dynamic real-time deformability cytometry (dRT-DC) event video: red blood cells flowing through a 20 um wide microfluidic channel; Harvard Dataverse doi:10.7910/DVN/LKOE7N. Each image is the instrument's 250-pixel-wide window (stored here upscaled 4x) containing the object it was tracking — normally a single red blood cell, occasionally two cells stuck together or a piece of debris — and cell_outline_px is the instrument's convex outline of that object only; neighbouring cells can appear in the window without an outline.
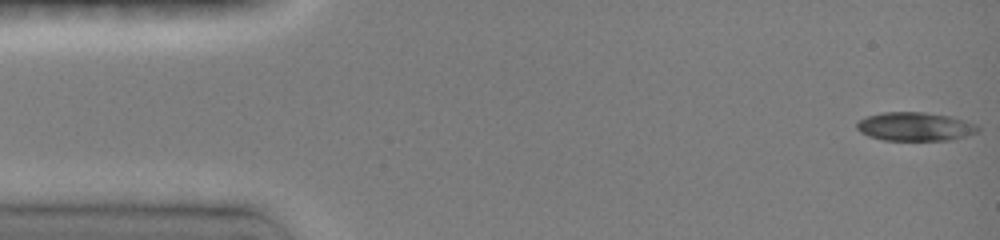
{"species": "common noctule bat (a hibernating species)", "species_latin": "Nyctalus noctula", "temperature_condition": "room temperature", "stored_images_in_passage": 38, "camera_frame_rate_fps": 3000, "um_per_image_px": 0.085, "animal": {"sex": "female", "body_mass_g": 19.0, "forearm_length_mm": 51.5}, "frame": {"image": 1, "passage_image": 1, "time_ms": 0.0, "image_size_px": [1000, 240], "cell_outline_px": [[980, 132], [952, 140], [884, 140], [868, 136], [860, 132], [856, 128], [856, 124], [860, 120], [868, 116], [880, 112], [924, 112], [952, 116], [976, 124], [980, 128]], "centroid_in_image_um": [77.81, 10.76], "position_along_channel_um": 7.2, "area_um2": 20.4}}
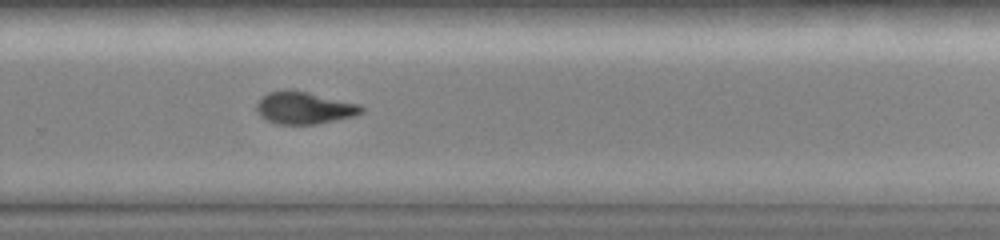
{"frame": {"image": 2, "passage_image": 26, "time_ms": 8.333, "image_size_px": [1000, 240], "cell_outline_px": [[364, 112], [352, 116], [316, 124], [276, 124], [264, 120], [260, 116], [256, 108], [256, 104], [268, 92], [308, 92], [360, 104], [364, 108]], "centroid_in_image_um": [25.87, 9.2], "position_along_channel_um": 303.9, "area_um2": 19.19}}
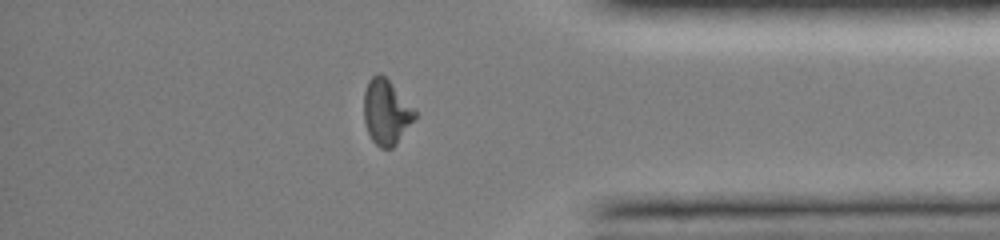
{"frame": {"image": 3, "passage_image": 34, "time_ms": 11.0, "image_size_px": [1000, 240], "cell_outline_px": [[416, 116], [396, 144], [392, 148], [380, 148], [372, 140], [368, 132], [364, 120], [364, 92], [368, 80], [376, 72], [380, 72], [388, 80], [416, 112]], "centroid_in_image_um": [32.79, 9.52], "position_along_channel_um": 402.4, "area_um2": 18.96}, "authors_computed_cell_mechanics": {"area_um2": 20.0277, "velocity_mm_per_s": 4.0629, "shape_relaxation_time_tau1_ms": 3.6173, "shape_relaxation_time_tau2_ms": 2.3881, "deformation_change_tau1": 0.1884, "deformation_change_tau2": 0.0739}}